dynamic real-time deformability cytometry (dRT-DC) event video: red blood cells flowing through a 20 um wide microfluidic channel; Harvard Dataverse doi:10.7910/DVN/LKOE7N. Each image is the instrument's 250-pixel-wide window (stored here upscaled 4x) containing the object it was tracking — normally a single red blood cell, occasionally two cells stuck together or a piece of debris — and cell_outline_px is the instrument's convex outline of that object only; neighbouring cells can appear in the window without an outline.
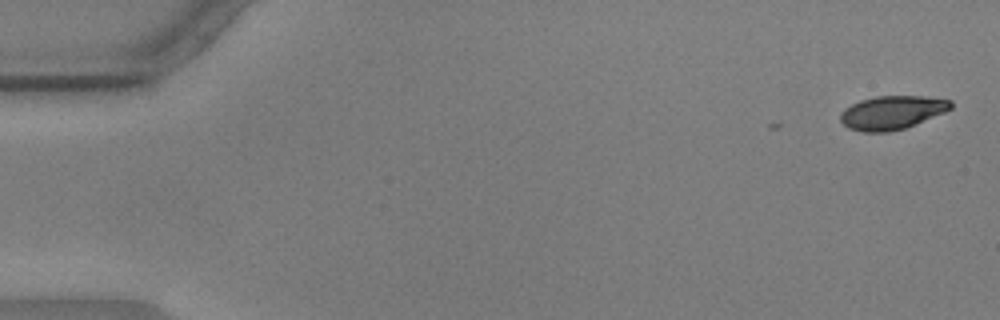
{"species": "common noctule bat (a hibernating species)", "species_latin": "Nyctalus noctula", "temperature_condition": "warm", "stored_images_in_passage": 4, "camera_frame_rate_fps": 3000, "um_per_image_px": 0.085, "animal": {"sex": "male", "body_mass_g": 17.9, "forearm_length_mm": 54.2}, "frame": {"image": 1, "passage_image": 1, "time_ms": 0.0, "image_size_px": [1000, 320], "cell_outline_px": [[952, 108], [944, 112], [904, 128], [888, 132], [864, 132], [848, 128], [840, 120], [840, 112], [844, 108], [860, 100], [876, 96], [924, 96], [952, 100]], "centroid_in_image_um": [75.79, 9.56], "position_along_channel_um": 9.2, "area_um2": 21.5}}